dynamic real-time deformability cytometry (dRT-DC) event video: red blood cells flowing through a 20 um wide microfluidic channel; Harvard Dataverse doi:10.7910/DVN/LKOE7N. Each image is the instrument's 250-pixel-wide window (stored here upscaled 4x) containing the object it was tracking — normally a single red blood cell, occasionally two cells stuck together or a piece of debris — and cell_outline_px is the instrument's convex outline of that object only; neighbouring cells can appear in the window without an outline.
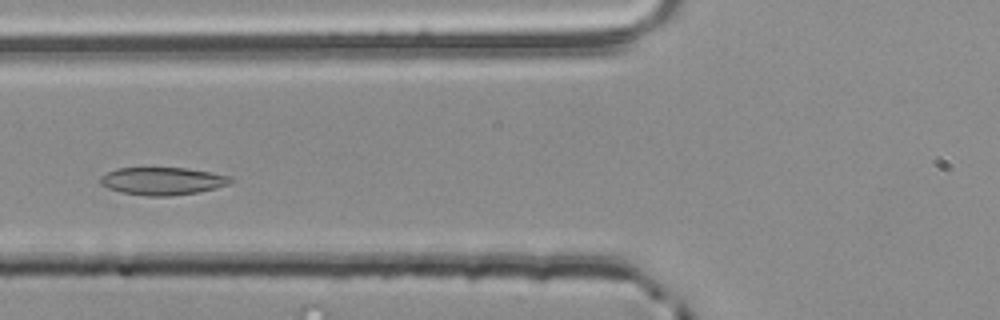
{"species": "common noctule bat (a hibernating species)", "species_latin": "Nyctalus noctula", "temperature_condition": "room temperature", "stored_images_in_passage": 48, "camera_frame_rate_fps": 3000, "um_per_image_px": 0.085, "animal": {"sex": "male", "body_mass_g": 20.4}, "frame": {"image": 1, "passage_image": 15, "time_ms": 4.667, "image_size_px": [1000, 320], "cell_outline_px": [[232, 180], [228, 184], [216, 188], [200, 192], [172, 196], [144, 196], [120, 192], [108, 188], [100, 184], [100, 176], [116, 168], [188, 168], [212, 172], [232, 176]], "centroid_in_image_um": [13.82, 15.39], "position_along_channel_um": 112.0, "area_um2": 21.21}}
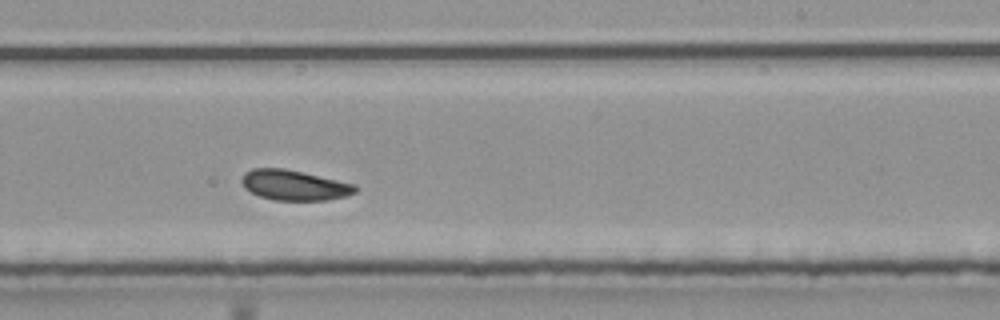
{"frame": {"image": 2, "passage_image": 27, "time_ms": 8.667, "image_size_px": [1000, 320], "cell_outline_px": [[356, 192], [348, 196], [328, 200], [272, 200], [260, 196], [244, 188], [240, 180], [244, 172], [252, 168], [284, 168], [356, 184]], "centroid_in_image_um": [25.0, 15.74], "position_along_channel_um": 264.0, "area_um2": 20.11}}
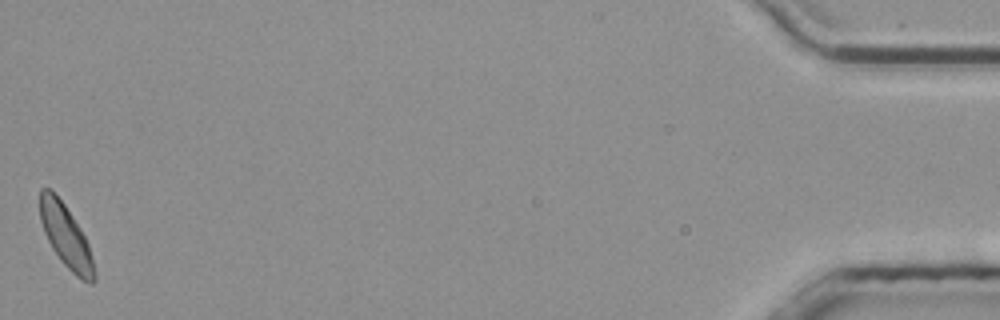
{"frame": {"image": 3, "passage_image": 48, "time_ms": 15.667, "image_size_px": [1000, 320], "cell_outline_px": [[96, 280], [92, 284], [88, 284], [80, 280], [60, 260], [52, 248], [44, 232], [40, 220], [40, 188], [52, 188], [64, 204], [80, 228], [88, 244], [96, 272]], "centroid_in_image_um": [5.61, 20.11], "position_along_channel_um": 429.6, "area_um2": 19.94}, "authors_computed_cell_mechanics": {"area_um2": 20.2589, "velocity_mm_per_s": 3.8078, "shape_relaxation_time_tau1_ms": null, "shape_relaxation_time_tau2_ms": 5.233, "deformation_change_tau1": null, "deformation_change_tau2": 0.0999}}